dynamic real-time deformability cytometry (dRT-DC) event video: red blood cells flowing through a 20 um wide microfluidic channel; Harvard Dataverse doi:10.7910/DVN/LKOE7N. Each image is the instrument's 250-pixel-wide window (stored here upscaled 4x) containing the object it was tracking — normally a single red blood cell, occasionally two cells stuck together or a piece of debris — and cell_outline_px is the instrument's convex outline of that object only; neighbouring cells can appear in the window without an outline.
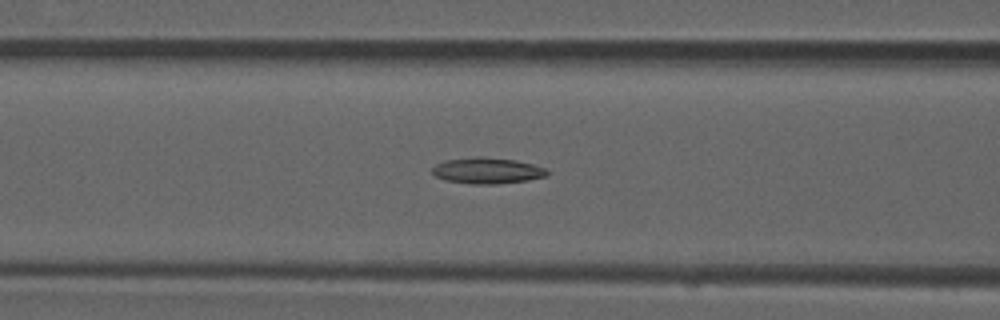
{"species": "common noctule bat (a hibernating species)", "species_latin": "Nyctalus noctula", "temperature_condition": "room temperature", "stored_images_in_passage": 50, "camera_frame_rate_fps": 3000, "um_per_image_px": 0.085, "animal": {"sex": "male", "forearm_length_mm": 52.5}, "frame": {"image": 1, "passage_image": 20, "time_ms": 6.333, "image_size_px": [1000, 320], "cell_outline_px": [[548, 176], [528, 180], [496, 184], [472, 184], [444, 180], [436, 176], [432, 172], [432, 168], [436, 164], [444, 160], [476, 156], [480, 156], [516, 160], [532, 164], [544, 168], [548, 172]], "centroid_in_image_um": [41.39, 14.5], "position_along_channel_um": 125.2, "area_um2": 17.51}}
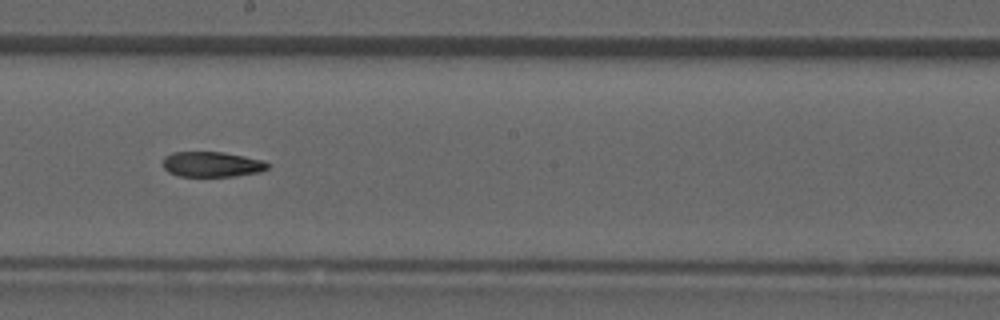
{"frame": {"image": 2, "passage_image": 28, "time_ms": 9.0, "image_size_px": [1000, 320], "cell_outline_px": [[268, 168], [260, 172], [236, 176], [180, 176], [168, 172], [164, 168], [164, 156], [172, 152], [224, 152], [264, 160], [268, 164]], "centroid_in_image_um": [18.02, 13.96], "position_along_channel_um": 230.2, "area_um2": 15.43}}
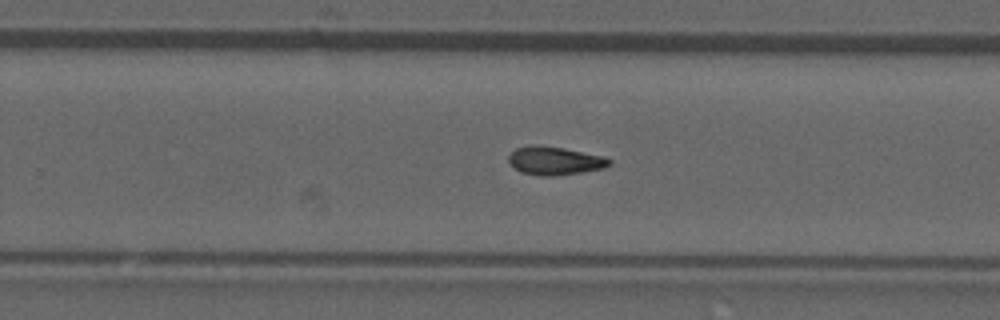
{"frame": {"image": 3, "passage_image": 32, "time_ms": 10.333, "image_size_px": [1000, 320], "cell_outline_px": [[612, 164], [604, 168], [556, 176], [540, 176], [520, 172], [508, 160], [508, 156], [516, 148], [528, 144], [540, 144], [564, 148], [604, 156], [612, 160]], "centroid_in_image_um": [47.16, 13.65], "position_along_channel_um": 282.6, "area_um2": 16.82}}